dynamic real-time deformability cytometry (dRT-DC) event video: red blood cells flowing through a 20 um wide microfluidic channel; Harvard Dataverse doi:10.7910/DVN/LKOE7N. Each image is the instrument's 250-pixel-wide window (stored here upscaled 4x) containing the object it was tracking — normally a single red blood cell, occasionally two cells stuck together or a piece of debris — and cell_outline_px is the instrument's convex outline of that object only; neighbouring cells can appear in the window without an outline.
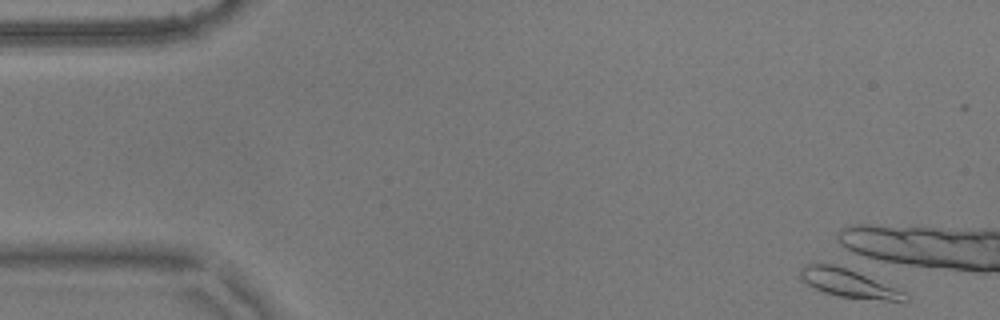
{"species": "common noctule bat (a hibernating species)", "species_latin": "Nyctalus noctula", "temperature_condition": "warm", "stored_images_in_passage": 2, "camera_frame_rate_fps": 3000, "um_per_image_px": 0.085, "animal": {"sex": "male", "body_mass_g": 17.9}, "frame": {"image": 1, "passage_image": 1, "time_ms": 0.0, "image_size_px": [1000, 320], "cell_outline_px": [[908, 300], [884, 300], [840, 296], [824, 292], [808, 284], [800, 276], [800, 268], [808, 264], [832, 264], [856, 272], [904, 292], [908, 296]], "centroid_in_image_um": [72.08, 24.07], "position_along_channel_um": 12.9, "area_um2": 16.3}}